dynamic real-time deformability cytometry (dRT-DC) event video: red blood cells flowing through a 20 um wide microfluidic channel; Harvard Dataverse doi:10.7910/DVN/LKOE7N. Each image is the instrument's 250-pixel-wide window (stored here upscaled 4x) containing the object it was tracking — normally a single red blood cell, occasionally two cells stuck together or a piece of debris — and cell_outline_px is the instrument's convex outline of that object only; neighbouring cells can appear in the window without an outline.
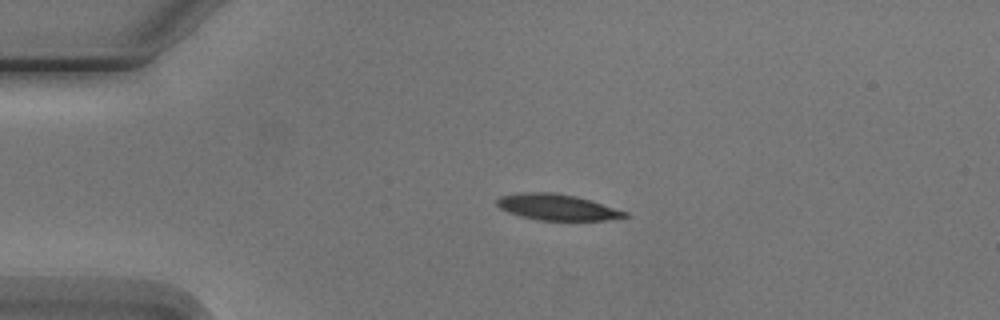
{"species": "Egyptian fruit bat (a non-hibernating species)", "species_latin": "Rousettus aegyptiacus", "temperature_condition": "cold", "stored_images_in_passage": 2, "camera_frame_rate_fps": 3000, "um_per_image_px": 0.085, "animal": {"sex": "male"}, "frame": {"image": 1, "passage_image": 1, "time_ms": 0.0, "image_size_px": [1000, 320], "cell_outline_px": [[628, 216], [604, 220], [536, 220], [520, 216], [508, 212], [500, 208], [496, 204], [496, 200], [500, 196], [520, 192], [552, 192], [576, 196], [628, 212]], "centroid_in_image_um": [47.29, 17.6], "position_along_channel_um": 37.7, "area_um2": 19.31}}